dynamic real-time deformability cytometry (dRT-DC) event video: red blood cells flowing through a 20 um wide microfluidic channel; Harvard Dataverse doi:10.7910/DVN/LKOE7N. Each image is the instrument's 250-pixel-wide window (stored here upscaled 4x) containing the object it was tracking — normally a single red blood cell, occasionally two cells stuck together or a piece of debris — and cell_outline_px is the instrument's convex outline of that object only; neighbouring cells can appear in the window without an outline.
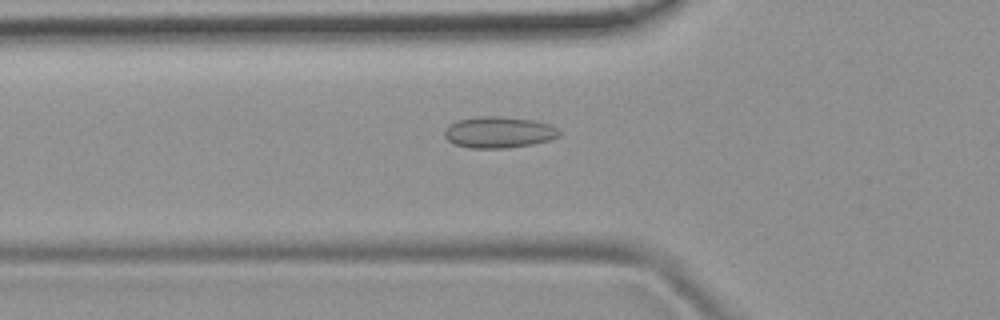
{"species": "common noctule bat (a hibernating species)", "species_latin": "Nyctalus noctula", "temperature_condition": "room temperature", "stored_images_in_passage": 52, "camera_frame_rate_fps": 3000, "um_per_image_px": 0.085, "animal": {"sex": "female", "body_mass_g": 19.9}, "frame": {"image": 1, "passage_image": 18, "time_ms": 5.667, "image_size_px": [1000, 320], "cell_outline_px": [[560, 136], [552, 140], [532, 144], [508, 148], [468, 148], [452, 144], [444, 136], [444, 128], [448, 124], [456, 120], [480, 116], [500, 116], [536, 120], [548, 124], [556, 128], [560, 132]], "centroid_in_image_um": [42.37, 11.24], "position_along_channel_um": 83.4, "area_um2": 21.33}}
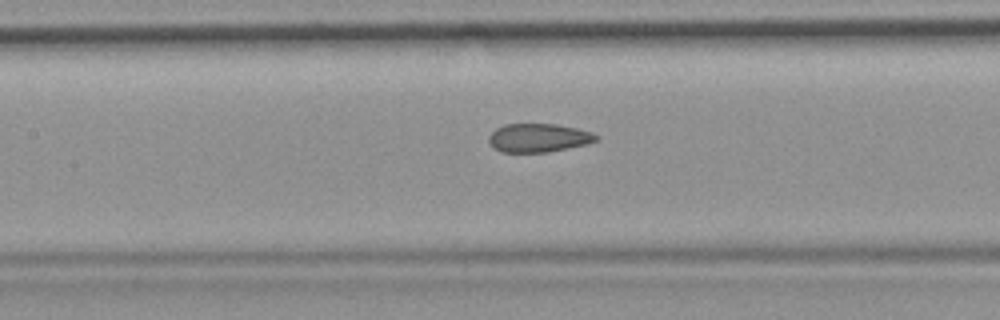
{"frame": {"image": 2, "passage_image": 24, "time_ms": 7.667, "image_size_px": [1000, 320], "cell_outline_px": [[600, 136], [596, 140], [588, 144], [548, 152], [500, 152], [488, 140], [488, 136], [496, 128], [504, 124], [556, 124], [576, 128], [592, 132]], "centroid_in_image_um": [45.79, 11.71], "position_along_channel_um": 161.6, "area_um2": 17.86}}
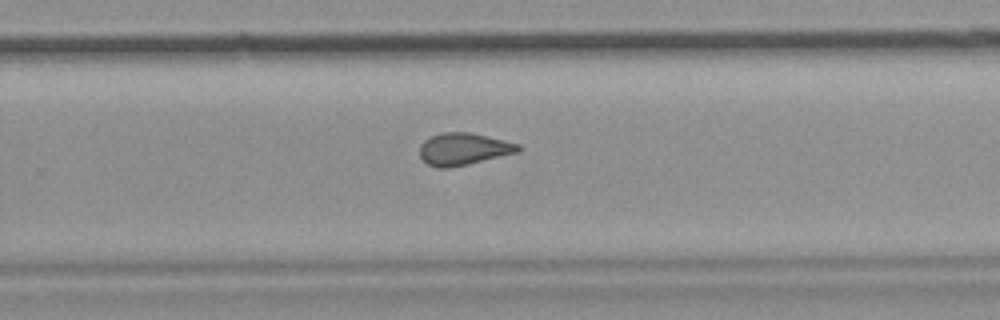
{"frame": {"image": 3, "passage_image": 34, "time_ms": 11.0, "image_size_px": [1000, 320], "cell_outline_px": [[520, 152], [468, 164], [448, 168], [436, 168], [428, 164], [420, 156], [420, 144], [424, 140], [440, 132], [468, 132], [520, 144]], "centroid_in_image_um": [39.39, 12.67], "position_along_channel_um": 290.4, "area_um2": 18.38}, "authors_computed_cell_mechanics": {"area_um2": 19.0162, "velocity_mm_per_s": 3.8774, "shape_relaxation_time_tau1_ms": null, "shape_relaxation_time_tau2_ms": 1.9303, "deformation_change_tau1": null, "deformation_change_tau2": 0.0771}}